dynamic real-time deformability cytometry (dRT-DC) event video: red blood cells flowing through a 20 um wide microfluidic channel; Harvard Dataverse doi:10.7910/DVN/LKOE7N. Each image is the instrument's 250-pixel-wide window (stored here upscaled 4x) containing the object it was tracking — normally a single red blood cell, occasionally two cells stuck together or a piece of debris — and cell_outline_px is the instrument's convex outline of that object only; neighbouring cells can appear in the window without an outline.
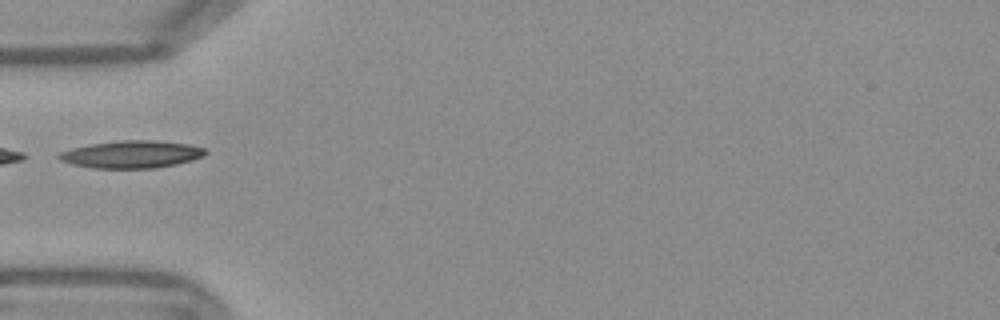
{"species": "Egyptian fruit bat (a non-hibernating species)", "species_latin": "Rousettus aegyptiacus", "temperature_condition": "warm", "stored_images_in_passage": 36, "camera_frame_rate_fps": 3000, "um_per_image_px": 0.085, "frame": {"image": 1, "passage_image": 1, "time_ms": 0.0, "image_size_px": [1000, 320], "cell_outline_px": [[208, 152], [204, 156], [192, 160], [176, 164], [152, 168], [92, 168], [72, 164], [60, 160], [56, 156], [60, 152], [72, 148], [92, 144], [120, 140], [156, 140], [188, 144], [204, 148]], "centroid_in_image_um": [11.19, 13.11], "position_along_channel_um": 73.8, "area_um2": 23.35}}